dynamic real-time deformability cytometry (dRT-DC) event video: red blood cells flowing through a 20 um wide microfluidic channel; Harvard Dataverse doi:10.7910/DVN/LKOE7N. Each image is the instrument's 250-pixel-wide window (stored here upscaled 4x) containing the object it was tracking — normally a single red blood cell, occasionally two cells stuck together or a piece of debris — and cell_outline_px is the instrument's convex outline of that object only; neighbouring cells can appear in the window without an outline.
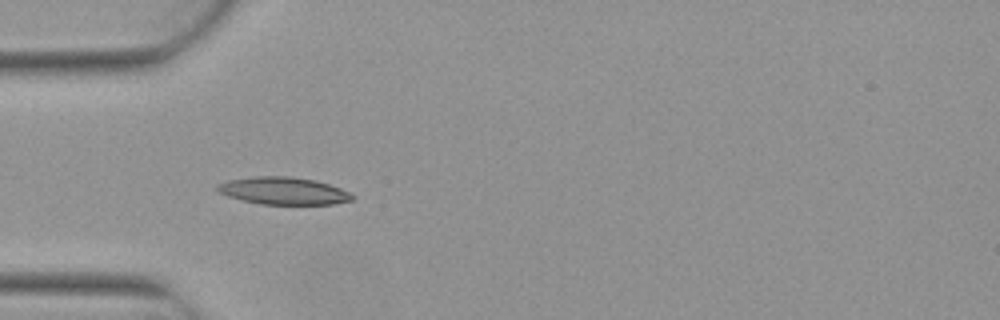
{"species": "Egyptian fruit bat (a non-hibernating species)", "species_latin": "Rousettus aegyptiacus", "temperature_condition": "warm", "stored_images_in_passage": 4, "camera_frame_rate_fps": 3000, "um_per_image_px": 0.085, "animal": {"sex": "female"}, "frame": {"image": 1, "passage_image": 3, "time_ms": 0.667, "image_size_px": [1000, 320], "cell_outline_px": [[356, 196], [352, 200], [332, 204], [260, 204], [228, 196], [220, 192], [216, 188], [216, 184], [228, 180], [252, 176], [288, 176], [312, 180], [328, 184], [340, 188]], "centroid_in_image_um": [24.07, 16.22], "position_along_channel_um": 60.9, "area_um2": 21.33}}
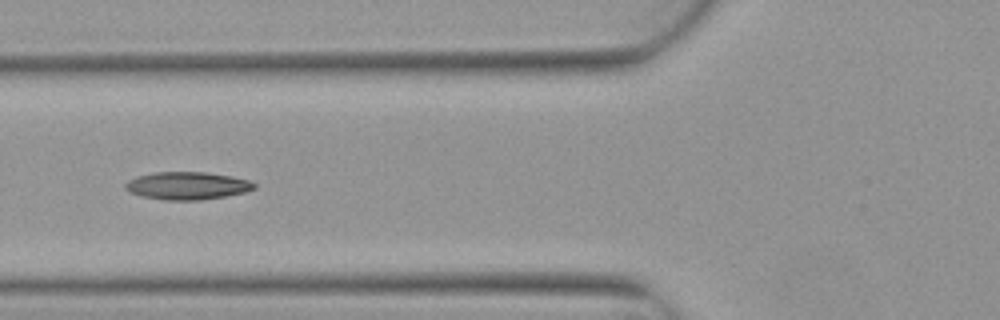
{"frame": {"image": 2, "passage_image": 4, "time_ms": 1.0, "image_size_px": [1000, 320], "cell_outline_px": [[256, 188], [244, 192], [224, 196], [200, 200], [164, 200], [140, 196], [124, 188], [124, 184], [128, 180], [136, 176], [152, 172], [204, 172], [232, 176], [248, 180], [256, 184]], "centroid_in_image_um": [15.88, 15.78], "position_along_channel_um": 109.9, "area_um2": 20.81}}